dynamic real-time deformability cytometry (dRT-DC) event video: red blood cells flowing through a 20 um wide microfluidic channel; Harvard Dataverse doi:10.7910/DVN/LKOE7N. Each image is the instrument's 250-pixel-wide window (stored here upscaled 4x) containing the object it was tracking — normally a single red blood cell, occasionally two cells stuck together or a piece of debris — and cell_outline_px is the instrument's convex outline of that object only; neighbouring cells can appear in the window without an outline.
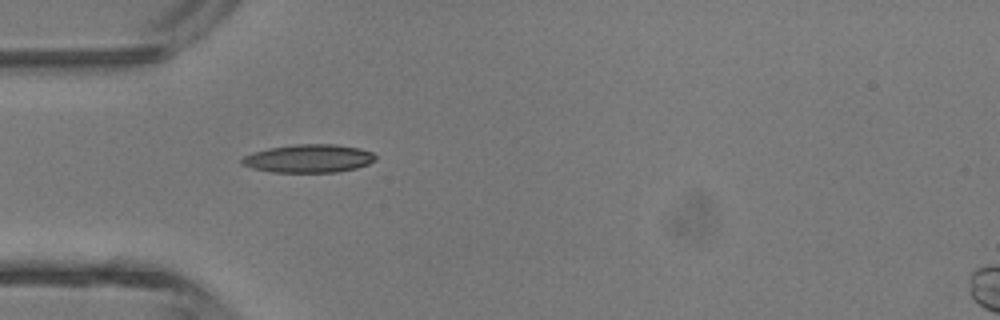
{"species": "common noctule bat (a hibernating species)", "species_latin": "Nyctalus noctula", "temperature_condition": "room temperature", "stored_images_in_passage": 2, "camera_frame_rate_fps": 3000, "um_per_image_px": 0.085, "animal": {"sex": "male", "body_mass_g": 13.3}, "frame": {"image": 1, "passage_image": 1, "time_ms": 0.0, "image_size_px": [1000, 320], "cell_outline_px": [[376, 160], [368, 164], [356, 168], [336, 172], [272, 172], [252, 168], [240, 164], [240, 160], [244, 156], [268, 148], [296, 144], [336, 144], [360, 148], [372, 152], [376, 156]], "centroid_in_image_um": [26.25, 13.47], "position_along_channel_um": 58.7, "area_um2": 21.96}}